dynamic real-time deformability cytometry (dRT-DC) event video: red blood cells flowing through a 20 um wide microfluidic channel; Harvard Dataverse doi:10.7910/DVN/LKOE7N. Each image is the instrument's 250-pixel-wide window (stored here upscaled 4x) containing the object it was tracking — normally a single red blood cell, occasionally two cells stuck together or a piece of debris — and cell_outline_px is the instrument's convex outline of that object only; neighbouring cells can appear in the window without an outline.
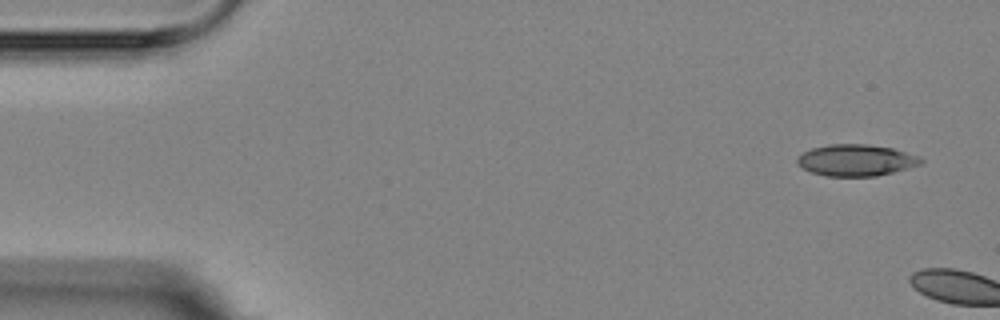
{"species": "Egyptian fruit bat (a non-hibernating species)", "species_latin": "Rousettus aegyptiacus", "temperature_condition": "room temperature", "stored_images_in_passage": 2, "camera_frame_rate_fps": 3000, "um_per_image_px": 0.085, "animal": {"sex": "female"}, "frame": {"image": 1, "passage_image": 1, "time_ms": 0.0, "image_size_px": [1000, 320], "cell_outline_px": [[924, 160], [920, 164], [908, 168], [876, 176], [824, 176], [812, 172], [796, 164], [796, 160], [804, 152], [812, 148], [828, 144], [868, 144], [892, 148], [920, 156]], "centroid_in_image_um": [72.77, 13.61], "position_along_channel_um": 12.2, "area_um2": 22.66}}